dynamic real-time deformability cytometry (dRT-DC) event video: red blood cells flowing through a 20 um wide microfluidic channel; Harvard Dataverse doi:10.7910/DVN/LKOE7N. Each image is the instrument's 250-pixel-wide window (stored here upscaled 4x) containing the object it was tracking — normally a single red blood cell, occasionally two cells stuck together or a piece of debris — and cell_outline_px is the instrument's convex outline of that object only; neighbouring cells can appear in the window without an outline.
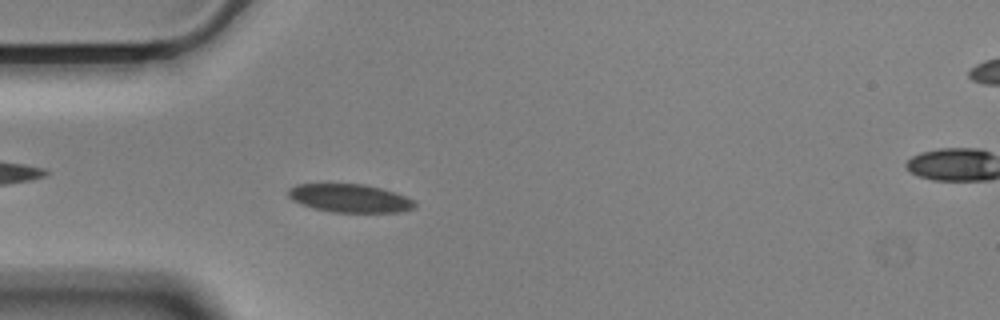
{"species": "Egyptian fruit bat (a non-hibernating species)", "species_latin": "Rousettus aegyptiacus", "temperature_condition": "cold", "stored_images_in_passage": 56, "camera_frame_rate_fps": 3000, "um_per_image_px": 0.085, "animal": {"sex": "male"}, "frame": {"image": 1, "passage_image": 15, "time_ms": 4.667, "image_size_px": [1000, 320], "cell_outline_px": [[416, 208], [400, 212], [332, 212], [312, 208], [300, 204], [292, 200], [288, 196], [288, 188], [296, 184], [364, 184], [396, 192], [416, 200]], "centroid_in_image_um": [29.75, 16.85], "position_along_channel_um": 55.2, "area_um2": 21.1}}
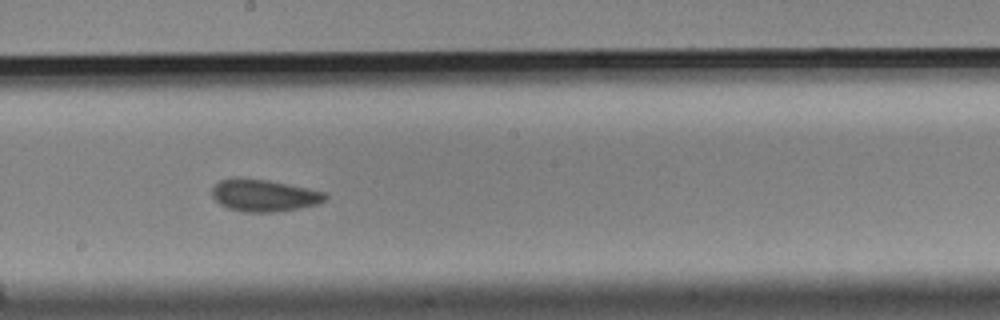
{"frame": {"image": 2, "passage_image": 30, "time_ms": 9.667, "image_size_px": [1000, 320], "cell_outline_px": [[328, 196], [324, 200], [316, 204], [276, 212], [244, 212], [228, 208], [220, 204], [212, 196], [212, 188], [220, 180], [240, 176], [268, 180], [308, 188], [324, 192]], "centroid_in_image_um": [22.39, 16.59], "position_along_channel_um": 225.8, "area_um2": 21.15}}
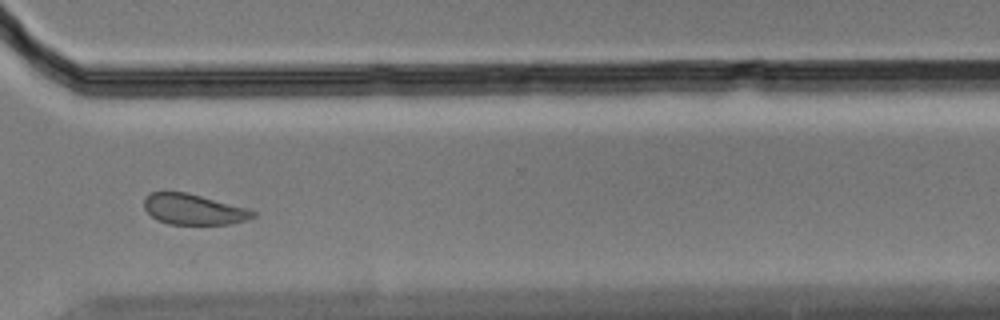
{"frame": {"image": 3, "passage_image": 41, "time_ms": 13.333, "image_size_px": [1000, 320], "cell_outline_px": [[256, 216], [248, 220], [228, 224], [168, 224], [156, 220], [144, 208], [144, 196], [152, 192], [188, 192], [248, 208], [256, 212]], "centroid_in_image_um": [16.46, 17.79], "position_along_channel_um": 354.1, "area_um2": 19.59}, "authors_computed_cell_mechanics": {"area_um2": 21.0392, "velocity_mm_per_s": 3.5053, "shape_relaxation_time_tau1_ms": 5.53, "shape_relaxation_time_tau2_ms": 1.9702, "deformation_change_tau1": 0.0942, "deformation_change_tau2": 0.0744}}